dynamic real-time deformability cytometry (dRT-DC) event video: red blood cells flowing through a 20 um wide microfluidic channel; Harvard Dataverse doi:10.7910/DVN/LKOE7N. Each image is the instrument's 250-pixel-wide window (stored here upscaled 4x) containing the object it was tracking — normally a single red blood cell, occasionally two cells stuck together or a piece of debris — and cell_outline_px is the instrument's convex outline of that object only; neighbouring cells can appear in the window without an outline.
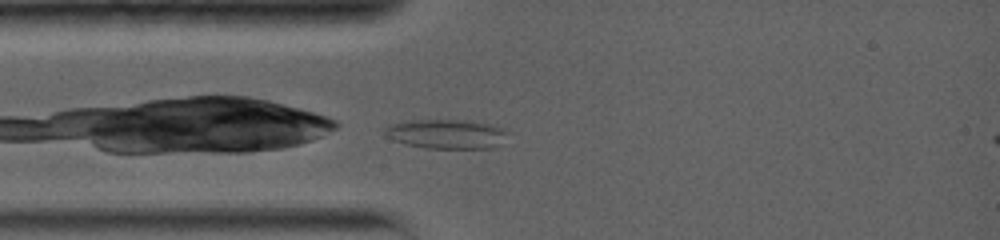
{"species": "common noctule bat (a hibernating species)", "species_latin": "Nyctalus noctula", "temperature_condition": "warm", "stored_images_in_passage": 25, "camera_frame_rate_fps": 5000, "um_per_image_px": 0.085, "animal": {"sex": "female", "body_mass_g": 19.0, "forearm_length_mm": 56.7}, "frame": {"image": 1, "passage_image": 2, "time_ms": 0.2, "image_size_px": [1000, 240], "cell_outline_px": [[508, 132], [500, 144], [492, 148], [424, 148], [404, 144], [392, 140], [384, 132], [384, 128], [388, 124], [412, 120], [468, 120], [496, 124], [504, 128]], "centroid_in_image_um": [37.95, 11.38], "position_along_channel_um": 47.0, "area_um2": 21.33}}
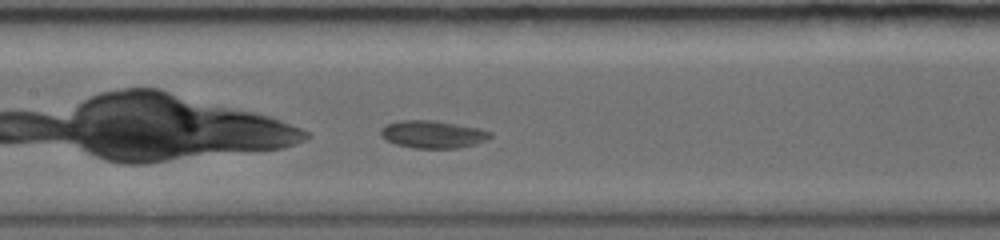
{"frame": {"image": 2, "passage_image": 11, "time_ms": 3.6, "image_size_px": [1000, 240], "cell_outline_px": [[492, 136], [484, 140], [460, 148], [412, 148], [396, 144], [380, 136], [380, 128], [384, 124], [400, 120], [436, 120], [480, 128], [492, 132]], "centroid_in_image_um": [36.75, 11.4], "position_along_channel_um": 170.7, "area_um2": 17.69}}
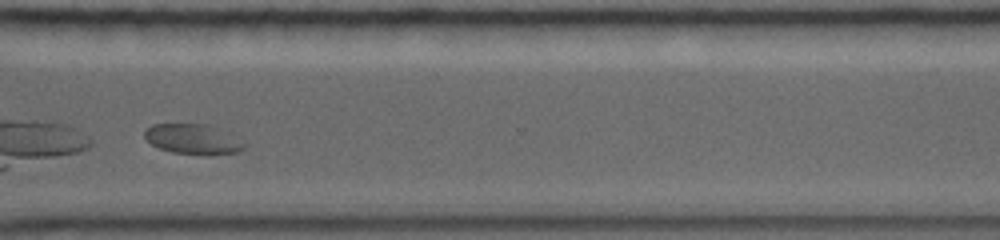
{"frame": {"image": 3, "passage_image": 24, "time_ms": 8.6, "image_size_px": [1000, 240], "cell_outline_px": [[248, 144], [240, 152], [208, 156], [204, 156], [172, 152], [160, 148], [152, 144], [144, 136], [144, 132], [152, 124], [204, 124], [216, 128]], "centroid_in_image_um": [16.42, 11.86], "position_along_channel_um": 354.2, "area_um2": 17.46}}